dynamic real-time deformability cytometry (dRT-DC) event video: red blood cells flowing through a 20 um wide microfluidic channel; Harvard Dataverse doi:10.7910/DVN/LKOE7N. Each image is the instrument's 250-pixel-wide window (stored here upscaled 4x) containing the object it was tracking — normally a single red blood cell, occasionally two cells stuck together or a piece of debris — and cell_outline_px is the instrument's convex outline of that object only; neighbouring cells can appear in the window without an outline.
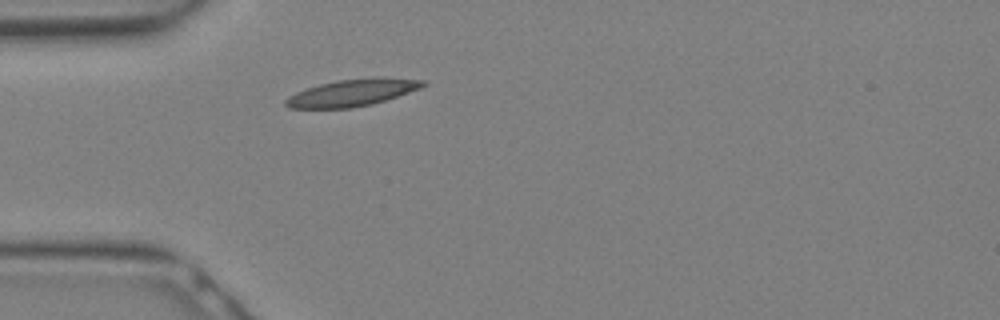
{"species": "Egyptian fruit bat (a non-hibernating species)", "species_latin": "Rousettus aegyptiacus", "temperature_condition": "warm", "stored_images_in_passage": 5, "camera_frame_rate_fps": 3000, "um_per_image_px": 0.085, "animal": {"sex": "female"}, "frame": {"image": 1, "passage_image": 1, "time_ms": 0.0, "image_size_px": [1000, 320], "cell_outline_px": [[428, 84], [420, 88], [372, 104], [352, 108], [288, 108], [284, 104], [284, 100], [288, 96], [296, 92], [320, 84], [340, 80], [384, 76], [424, 80]], "centroid_in_image_um": [29.95, 7.87], "position_along_channel_um": 55.1, "area_um2": 21.5}}
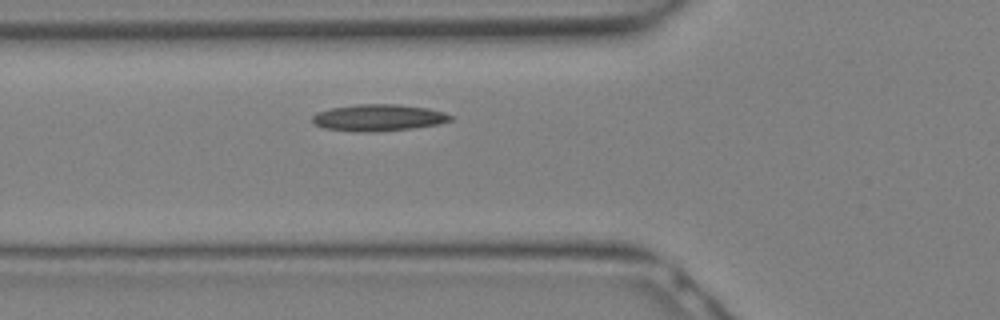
{"frame": {"image": 2, "passage_image": 3, "time_ms": 0.667, "image_size_px": [1000, 320], "cell_outline_px": [[452, 120], [440, 124], [412, 128], [376, 132], [360, 132], [324, 128], [316, 124], [312, 120], [312, 116], [316, 112], [328, 108], [356, 104], [400, 104], [428, 108], [444, 112], [452, 116]], "centroid_in_image_um": [32.17, 9.99], "position_along_channel_um": 93.6, "area_um2": 21.68}}
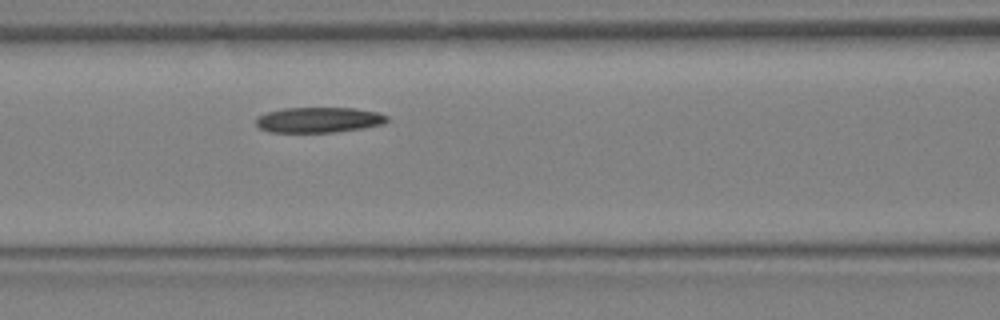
{"frame": {"image": 3, "passage_image": 5, "time_ms": 1.333, "image_size_px": [1000, 320], "cell_outline_px": [[388, 120], [384, 124], [364, 128], [332, 132], [268, 132], [260, 128], [256, 124], [256, 120], [260, 116], [268, 112], [284, 108], [352, 108], [376, 112], [388, 116]], "centroid_in_image_um": [27.11, 10.19], "position_along_channel_um": 139.5, "area_um2": 19.25}}